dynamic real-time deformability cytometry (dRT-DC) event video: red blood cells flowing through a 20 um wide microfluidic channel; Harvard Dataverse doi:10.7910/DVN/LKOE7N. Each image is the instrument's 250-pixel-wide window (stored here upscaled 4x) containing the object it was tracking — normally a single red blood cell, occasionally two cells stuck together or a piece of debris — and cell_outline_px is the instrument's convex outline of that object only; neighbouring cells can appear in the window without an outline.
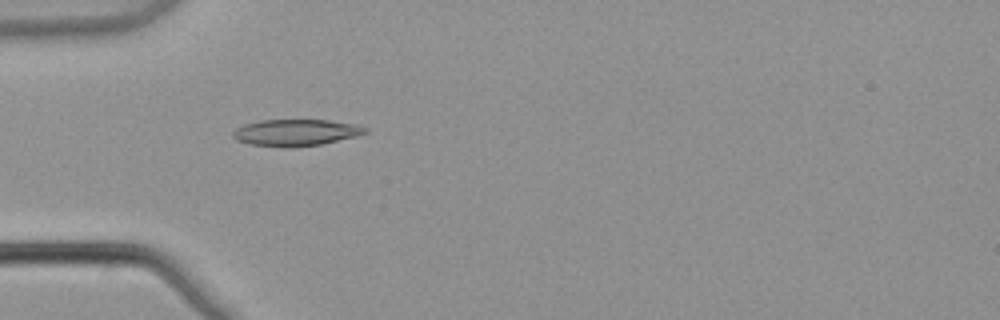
{"species": "common noctule bat (a hibernating species)", "species_latin": "Nyctalus noctula", "temperature_condition": "warm", "stored_images_in_passage": 4, "camera_frame_rate_fps": 3000, "um_per_image_px": 0.085, "animal": {"sex": "male", "body_mass_g": 21.5, "forearm_length_mm": 52.0}, "frame": {"image": 1, "passage_image": 4, "time_ms": 1.0, "image_size_px": [1000, 320], "cell_outline_px": [[368, 132], [356, 136], [324, 144], [292, 148], [284, 148], [252, 144], [236, 140], [232, 136], [232, 132], [236, 128], [244, 124], [260, 120], [328, 120], [356, 124], [368, 128]], "centroid_in_image_um": [25.15, 11.27], "position_along_channel_um": 59.8, "area_um2": 20.75}}